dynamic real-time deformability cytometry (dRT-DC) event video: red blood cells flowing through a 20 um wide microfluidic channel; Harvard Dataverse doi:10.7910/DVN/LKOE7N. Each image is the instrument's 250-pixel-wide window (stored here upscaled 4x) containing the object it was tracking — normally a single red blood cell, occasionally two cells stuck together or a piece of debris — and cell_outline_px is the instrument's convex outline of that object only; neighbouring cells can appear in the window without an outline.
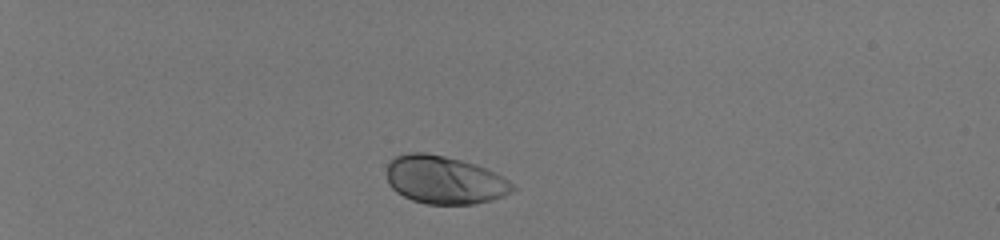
{"species": "human", "species_latin": "Homo sapiens", "temperature_condition": "room temperature", "stored_images_in_passage": 37, "camera_frame_rate_fps": 3000, "um_per_image_px": 0.085, "donor": {"sex": "male"}, "frame": {"image": 1, "passage_image": 1, "time_ms": 0.0, "image_size_px": [1000, 240], "cell_outline_px": [[516, 188], [512, 192], [504, 196], [492, 200], [476, 204], [428, 204], [412, 200], [396, 192], [388, 184], [388, 164], [396, 156], [408, 152], [424, 152], [444, 156], [476, 164], [496, 172], [508, 180]], "centroid_in_image_um": [37.8, 15.3], "position_along_channel_um": 47.2, "area_um2": 35.26}}
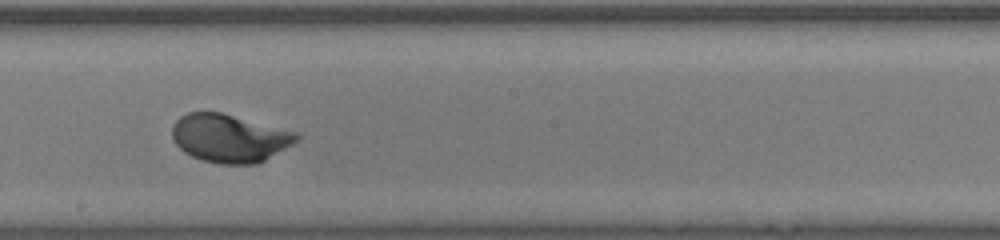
{"frame": {"image": 2, "passage_image": 20, "time_ms": 6.333, "image_size_px": [1000, 240], "cell_outline_px": [[300, 136], [292, 144], [264, 160], [256, 164], [220, 164], [204, 160], [192, 156], [184, 152], [172, 140], [172, 124], [180, 116], [188, 112], [220, 112], [296, 132]], "centroid_in_image_um": [19.46, 11.74], "position_along_channel_um": 228.7, "area_um2": 34.56}}
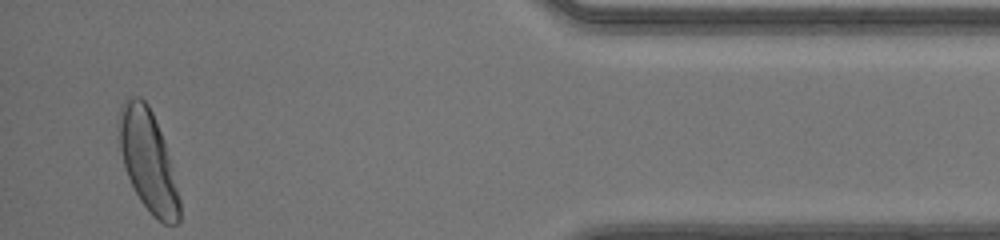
{"frame": {"image": 3, "passage_image": 37, "time_ms": 12.0, "image_size_px": [1000, 240], "cell_outline_px": [[180, 220], [176, 224], [164, 224], [156, 220], [152, 216], [140, 200], [128, 176], [124, 164], [120, 148], [116, 124], [116, 120], [120, 104], [128, 96], [140, 96], [148, 104], [152, 112], [164, 140], [180, 200]], "centroid_in_image_um": [12.54, 13.61], "position_along_channel_um": 422.7, "area_um2": 35.84}, "authors_computed_cell_mechanics": {"area_um2": 34.5644, "velocity_mm_per_s": 4.083, "shape_relaxation_time_tau1_ms": 1.816, "shape_relaxation_time_tau2_ms": null, "deformation_change_tau1": 0.134, "deformation_change_tau2": null}}